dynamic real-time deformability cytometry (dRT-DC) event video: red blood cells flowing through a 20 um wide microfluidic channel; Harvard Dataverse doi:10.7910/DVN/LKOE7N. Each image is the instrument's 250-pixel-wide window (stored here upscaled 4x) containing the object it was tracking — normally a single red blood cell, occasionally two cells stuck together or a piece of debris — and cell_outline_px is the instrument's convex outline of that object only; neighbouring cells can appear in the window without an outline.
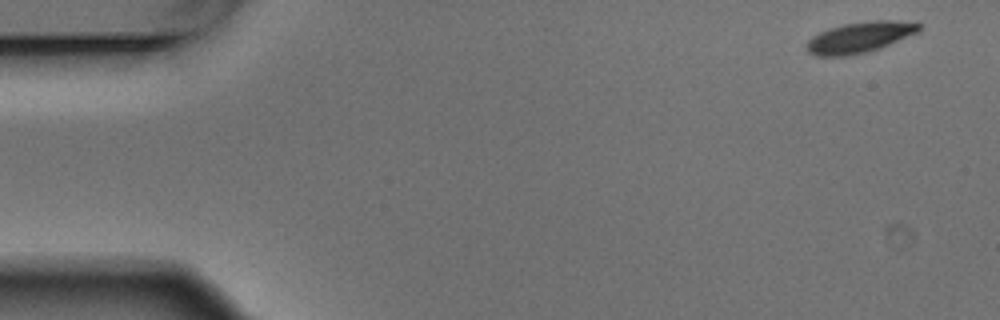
{"species": "Egyptian fruit bat (a non-hibernating species)", "species_latin": "Rousettus aegyptiacus", "temperature_condition": "warm", "stored_images_in_passage": 5, "camera_frame_rate_fps": 3000, "um_per_image_px": 0.085, "animal": {"sex": "male"}, "frame": {"image": 1, "passage_image": 1, "time_ms": 0.0, "image_size_px": [1000, 320], "cell_outline_px": [[920, 28], [916, 32], [880, 48], [868, 52], [848, 56], [816, 56], [808, 52], [808, 40], [812, 36], [820, 32], [844, 24], [872, 20], [892, 20], [920, 24]], "centroid_in_image_um": [73.04, 3.18], "position_along_channel_um": 12.0, "area_um2": 19.77}}